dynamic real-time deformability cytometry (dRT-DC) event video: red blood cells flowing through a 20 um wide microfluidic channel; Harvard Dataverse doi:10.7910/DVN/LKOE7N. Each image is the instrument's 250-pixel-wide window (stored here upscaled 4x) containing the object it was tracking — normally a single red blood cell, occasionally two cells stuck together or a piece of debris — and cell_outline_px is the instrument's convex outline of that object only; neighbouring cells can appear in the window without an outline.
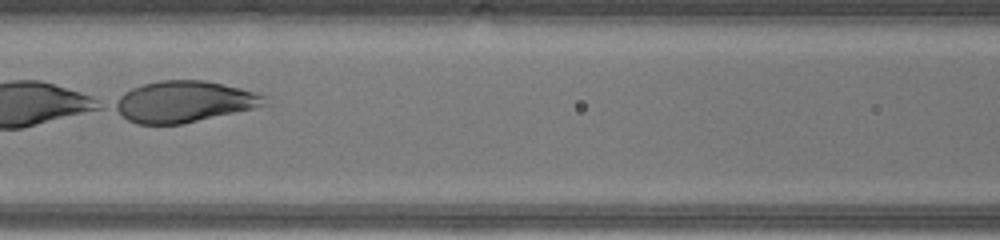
{"species": "human", "species_latin": "Homo sapiens", "temperature_condition": "warm", "stored_images_in_passage": 10, "camera_frame_rate_fps": 3000, "um_per_image_px": 0.085, "donor": {"sex": "male"}, "frame": {"image": 1, "passage_image": 6, "time_ms": 1.667, "image_size_px": [1000, 240], "cell_outline_px": [[244, 108], [176, 124], [148, 124], [132, 120], [124, 112], [144, 88], [152, 84], [216, 84], [232, 88], [244, 92]], "centroid_in_image_um": [15.57, 8.75], "position_along_channel_um": 151.0, "area_um2": 26.88}}